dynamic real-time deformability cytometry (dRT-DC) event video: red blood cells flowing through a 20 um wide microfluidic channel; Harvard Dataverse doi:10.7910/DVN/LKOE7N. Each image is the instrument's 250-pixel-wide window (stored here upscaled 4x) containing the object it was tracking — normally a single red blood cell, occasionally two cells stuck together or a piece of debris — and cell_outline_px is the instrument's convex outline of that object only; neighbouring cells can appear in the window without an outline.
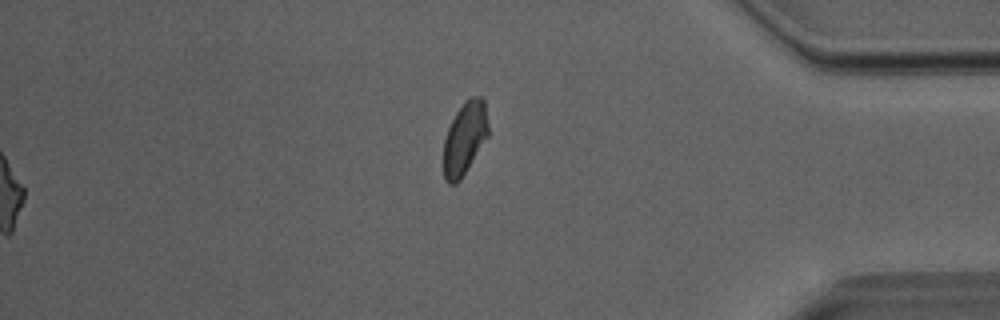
{"species": "Egyptian fruit bat (a non-hibernating species)", "species_latin": "Rousettus aegyptiacus", "temperature_condition": "room temperature", "stored_images_in_passage": 52, "segment_of_instrument_passage": [2, 2], "camera_frame_rate_fps": 3000, "um_per_image_px": 0.085, "animal": {"sex": "male"}, "frame": {"image": 1, "passage_image": 52, "time_ms": 17.0, "image_size_px": [1000, 320], "cell_outline_px": [[488, 136], [460, 180], [456, 184], [448, 184], [444, 180], [444, 140], [448, 128], [456, 112], [464, 100], [472, 96], [484, 96], [488, 124]], "centroid_in_image_um": [39.5, 11.72], "position_along_channel_um": 395.7, "area_um2": 19.02}}